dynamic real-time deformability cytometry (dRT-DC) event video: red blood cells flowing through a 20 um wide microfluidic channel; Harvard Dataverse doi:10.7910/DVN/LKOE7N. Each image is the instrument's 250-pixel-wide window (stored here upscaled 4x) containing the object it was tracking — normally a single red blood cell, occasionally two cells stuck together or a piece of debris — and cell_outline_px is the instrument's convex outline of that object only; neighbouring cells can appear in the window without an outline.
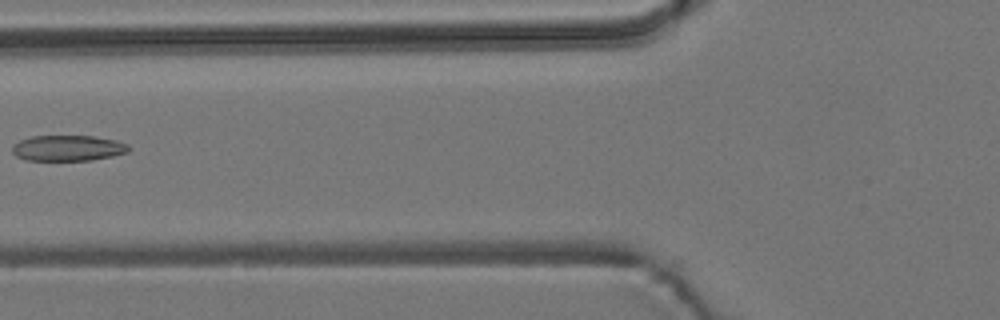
{"species": "common noctule bat (a hibernating species)", "species_latin": "Nyctalus noctula", "temperature_condition": "room temperature", "stored_images_in_passage": 3, "camera_frame_rate_fps": 3000, "um_per_image_px": 0.085, "animal": {"sex": "male", "body_mass_g": 19.2, "forearm_length_mm": 51.8}, "frame": {"image": 1, "passage_image": 2, "time_ms": 1.333, "image_size_px": [1000, 320], "cell_outline_px": [[128, 152], [112, 156], [92, 160], [28, 160], [16, 156], [12, 152], [12, 144], [20, 140], [32, 136], [92, 136], [116, 140], [128, 144]], "centroid_in_image_um": [5.75, 12.58], "position_along_channel_um": 120.0, "area_um2": 17.4}}
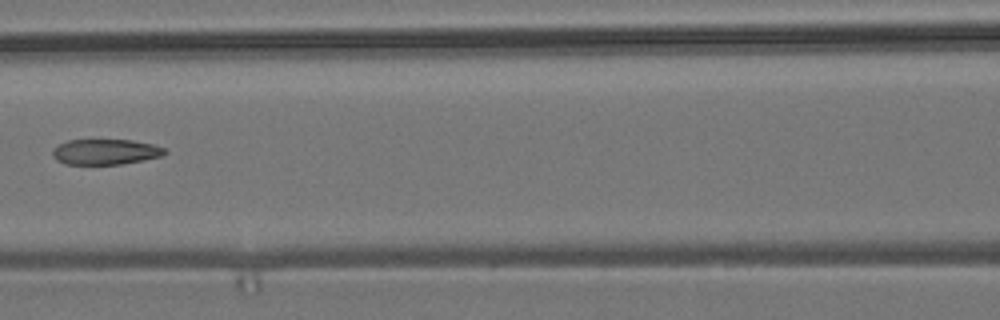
{"frame": {"image": 2, "passage_image": 3, "time_ms": 2.333, "image_size_px": [1000, 320], "cell_outline_px": [[168, 152], [160, 156], [120, 164], [64, 164], [56, 160], [52, 156], [52, 152], [60, 144], [68, 140], [132, 140], [152, 144], [164, 148]], "centroid_in_image_um": [8.94, 12.9], "position_along_channel_um": 157.7, "area_um2": 16.42}}